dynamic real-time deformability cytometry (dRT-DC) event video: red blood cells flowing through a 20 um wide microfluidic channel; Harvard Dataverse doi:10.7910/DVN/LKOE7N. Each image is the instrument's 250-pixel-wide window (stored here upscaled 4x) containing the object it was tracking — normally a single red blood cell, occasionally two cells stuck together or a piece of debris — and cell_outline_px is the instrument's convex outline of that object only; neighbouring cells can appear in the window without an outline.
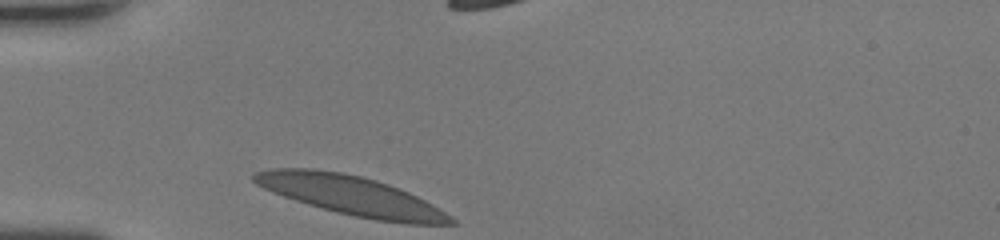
{"species": "human", "species_latin": "Homo sapiens", "temperature_condition": "room temperature", "stored_images_in_passage": 26, "camera_frame_rate_fps": 3000, "um_per_image_px": 0.085, "donor": {"sex": "female"}, "frame": {"image": 1, "passage_image": 1, "time_ms": 0.0, "image_size_px": [1000, 240], "cell_outline_px": [[460, 224], [408, 224], [376, 220], [336, 212], [308, 204], [272, 192], [256, 184], [252, 180], [252, 176], [256, 172], [272, 168], [312, 168], [344, 172], [376, 180], [388, 184], [408, 192], [432, 204], [452, 216]], "centroid_in_image_um": [29.86, 16.62], "position_along_channel_um": 55.1, "area_um2": 44.91}}
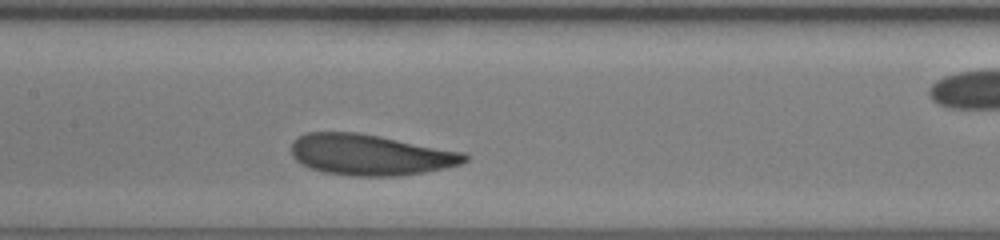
{"frame": {"image": 2, "passage_image": 11, "time_ms": 3.333, "image_size_px": [1000, 240], "cell_outline_px": [[468, 160], [460, 164], [444, 168], [424, 172], [400, 176], [352, 176], [324, 172], [300, 164], [292, 156], [292, 140], [308, 132], [356, 132], [380, 136], [464, 152], [468, 156]], "centroid_in_image_um": [31.47, 13.16], "position_along_channel_um": 175.9, "area_um2": 41.33}}
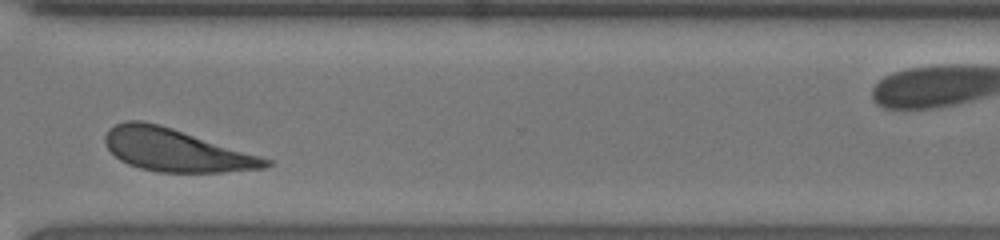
{"frame": {"image": 3, "passage_image": 24, "time_ms": 7.667, "image_size_px": [1000, 240], "cell_outline_px": [[272, 164], [264, 168], [220, 172], [160, 172], [140, 168], [128, 164], [120, 160], [108, 148], [104, 140], [104, 136], [108, 128], [124, 120], [144, 120], [160, 124], [272, 160]], "centroid_in_image_um": [14.89, 12.75], "position_along_channel_um": 355.7, "area_um2": 39.54}, "authors_computed_cell_mechanics": {"area_um2": 41.2981, "velocity_mm_per_s": 4.1295, "shape_relaxation_time_tau1_ms": 1.9428, "shape_relaxation_time_tau2_ms": 3.9119, "deformation_change_tau1": 0.1057, "deformation_change_tau2": 0.136}}